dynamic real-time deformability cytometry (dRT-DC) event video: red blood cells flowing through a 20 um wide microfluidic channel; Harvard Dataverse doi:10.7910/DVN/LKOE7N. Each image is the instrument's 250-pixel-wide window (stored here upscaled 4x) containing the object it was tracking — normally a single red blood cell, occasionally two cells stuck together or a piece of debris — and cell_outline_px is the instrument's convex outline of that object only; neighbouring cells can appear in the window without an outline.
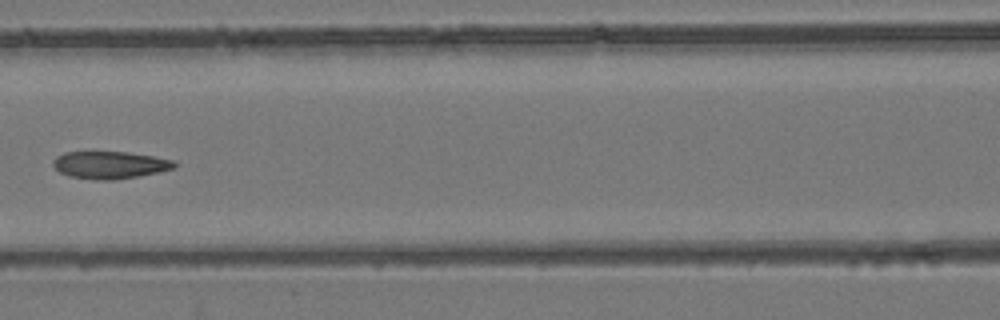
{"species": "common noctule bat (a hibernating species)", "species_latin": "Nyctalus noctula", "temperature_condition": "room temperature", "stored_images_in_passage": 8, "camera_frame_rate_fps": 3000, "um_per_image_px": 0.085, "animal": {"sex": "female", "body_mass_g": 24.6, "forearm_length_mm": 56.2}, "frame": {"image": 1, "passage_image": 6, "time_ms": 7.0, "image_size_px": [1000, 320], "cell_outline_px": [[180, 164], [176, 168], [160, 172], [140, 176], [116, 180], [92, 180], [68, 176], [60, 172], [52, 164], [52, 160], [56, 156], [64, 152], [128, 152], [176, 160]], "centroid_in_image_um": [9.39, 14.03], "position_along_channel_um": 157.2, "area_um2": 19.77}}
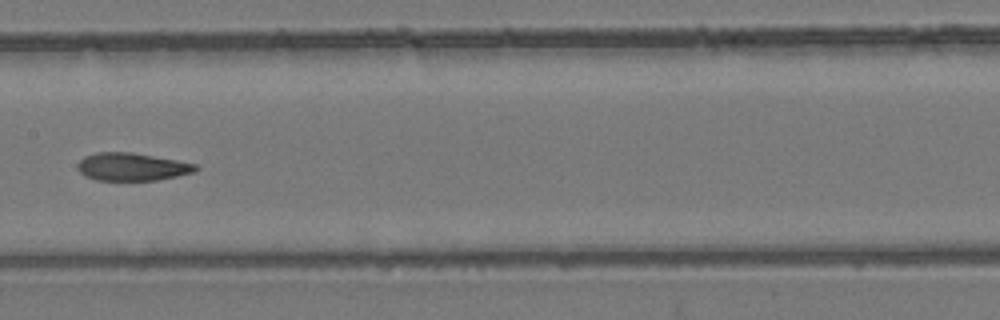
{"frame": {"image": 2, "passage_image": 7, "time_ms": 8.0, "image_size_px": [1000, 320], "cell_outline_px": [[200, 168], [196, 172], [156, 180], [96, 180], [84, 176], [76, 168], [80, 160], [84, 156], [96, 152], [132, 152], [176, 160], [196, 164]], "centroid_in_image_um": [11.21, 14.17], "position_along_channel_um": 196.2, "area_um2": 19.19}}
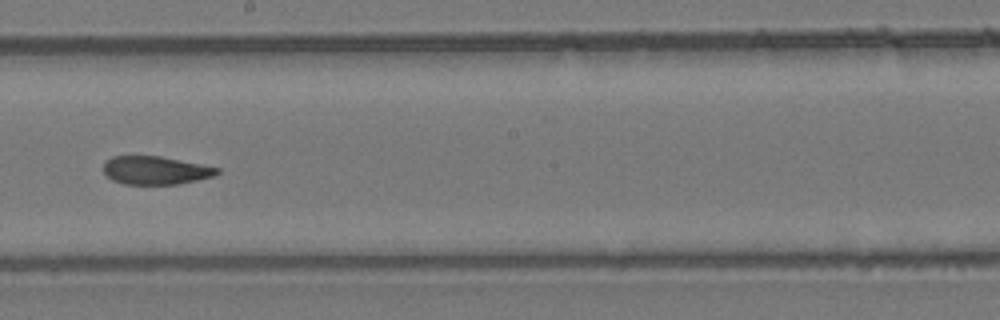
{"frame": {"image": 3, "passage_image": 8, "time_ms": 9.0, "image_size_px": [1000, 320], "cell_outline_px": [[220, 172], [212, 176], [180, 184], [124, 184], [112, 180], [104, 172], [104, 160], [112, 156], [160, 156], [220, 168]], "centroid_in_image_um": [13.19, 14.47], "position_along_channel_um": 235.0, "area_um2": 18.61}}